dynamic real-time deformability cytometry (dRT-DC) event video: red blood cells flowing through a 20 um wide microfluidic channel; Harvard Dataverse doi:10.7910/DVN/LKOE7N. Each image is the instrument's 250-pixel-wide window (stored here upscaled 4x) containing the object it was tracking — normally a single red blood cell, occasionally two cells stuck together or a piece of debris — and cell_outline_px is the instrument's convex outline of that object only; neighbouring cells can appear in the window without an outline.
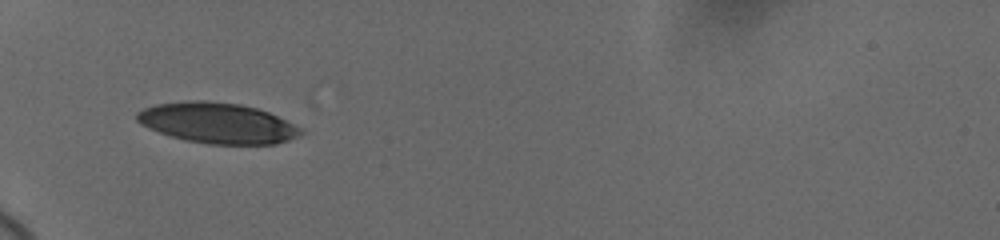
{"species": "human", "species_latin": "Homo sapiens", "temperature_condition": "cold", "stored_images_in_passage": 41, "camera_frame_rate_fps": 3000, "um_per_image_px": 0.085, "donor": {"sex": "female"}, "frame": {"image": 1, "passage_image": 1, "time_ms": 0.0, "image_size_px": [1000, 240], "cell_outline_px": [[304, 132], [300, 136], [276, 144], [208, 144], [184, 140], [160, 132], [140, 124], [136, 120], [136, 112], [144, 108], [156, 104], [188, 100], [208, 100], [240, 104], [256, 108], [268, 112], [304, 128]], "centroid_in_image_um": [18.51, 10.45], "position_along_channel_um": 66.5, "area_um2": 38.96}}
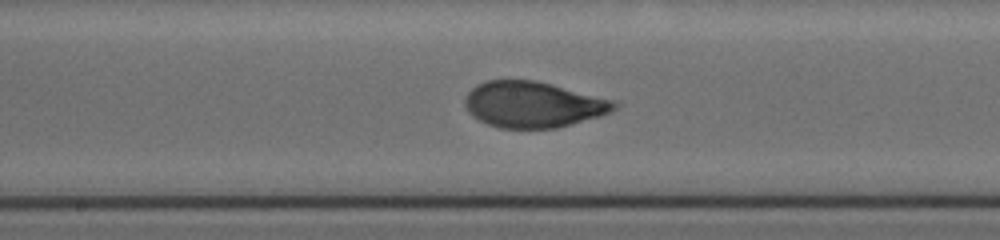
{"frame": {"image": 2, "passage_image": 24, "time_ms": 4.0, "image_size_px": [1000, 240], "cell_outline_px": [[620, 104], [616, 108], [600, 116], [572, 124], [556, 128], [500, 128], [488, 124], [472, 116], [468, 112], [464, 104], [464, 100], [468, 92], [476, 84], [488, 80], [536, 80], [612, 100]], "centroid_in_image_um": [45.27, 8.88], "position_along_channel_um": 202.9, "area_um2": 39.82}}
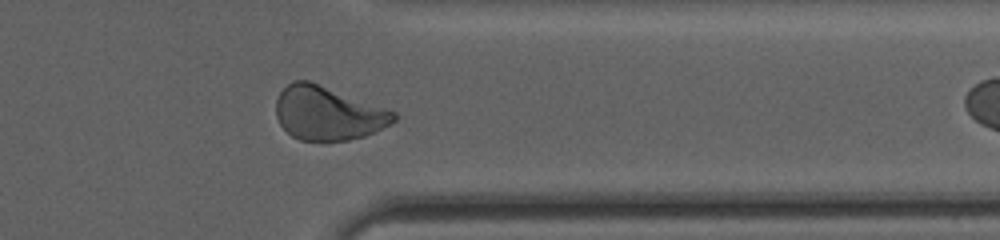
{"frame": {"image": 3, "passage_image": 39, "time_ms": 7.333, "image_size_px": [1000, 240], "cell_outline_px": [[396, 120], [364, 136], [348, 140], [300, 140], [292, 136], [280, 124], [276, 116], [276, 100], [280, 92], [292, 80], [308, 80], [396, 112]], "centroid_in_image_um": [27.83, 9.62], "position_along_channel_um": 383.6, "area_um2": 36.3}}